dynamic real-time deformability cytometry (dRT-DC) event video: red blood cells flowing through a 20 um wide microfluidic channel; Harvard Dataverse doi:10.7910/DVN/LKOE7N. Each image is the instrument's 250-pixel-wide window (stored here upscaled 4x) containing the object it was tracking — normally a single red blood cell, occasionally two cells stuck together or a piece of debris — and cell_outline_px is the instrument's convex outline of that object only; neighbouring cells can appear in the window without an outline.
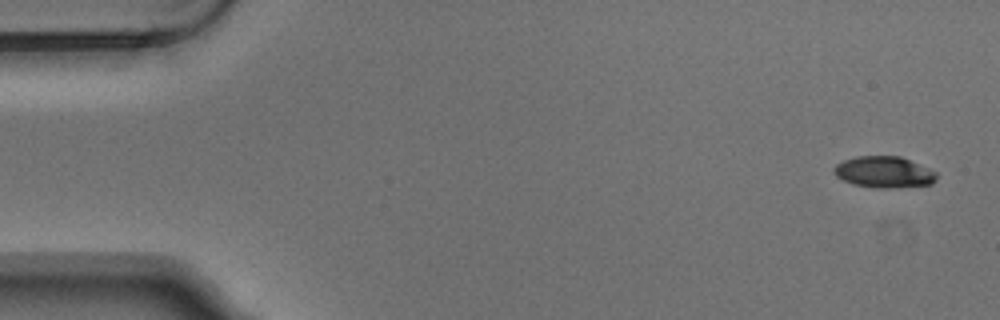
{"species": "Egyptian fruit bat (a non-hibernating species)", "species_latin": "Rousettus aegyptiacus", "temperature_condition": "warm", "stored_images_in_passage": 7, "camera_frame_rate_fps": 3000, "um_per_image_px": 0.085, "animal": {"sex": "male"}, "frame": {"image": 1, "passage_image": 1, "time_ms": 0.0, "image_size_px": [1000, 320], "cell_outline_px": [[936, 180], [932, 184], [892, 188], [876, 188], [852, 184], [836, 176], [832, 168], [836, 164], [844, 160], [856, 156], [900, 156], [928, 168], [936, 172]], "centroid_in_image_um": [75.12, 14.63], "position_along_channel_um": 9.9, "area_um2": 18.73}}
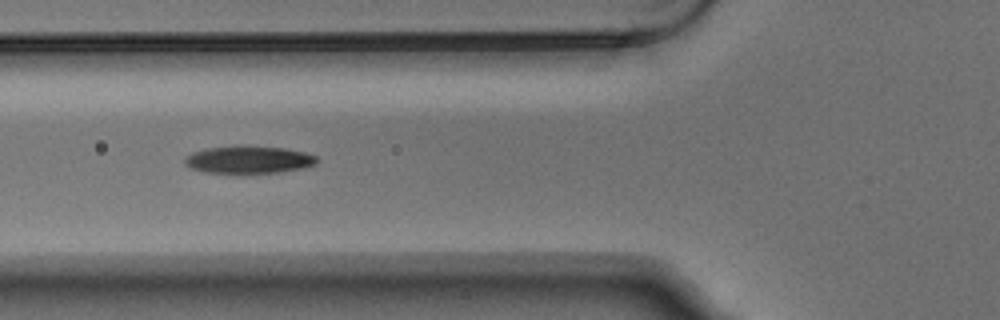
{"frame": {"image": 2, "passage_image": 6, "time_ms": 1.667, "image_size_px": [1000, 320], "cell_outline_px": [[320, 160], [316, 164], [304, 168], [280, 172], [244, 176], [204, 172], [192, 168], [184, 164], [184, 160], [192, 152], [208, 148], [284, 148], [304, 152], [316, 156]], "centroid_in_image_um": [21.17, 13.66], "position_along_channel_um": 104.6, "area_um2": 21.21}}
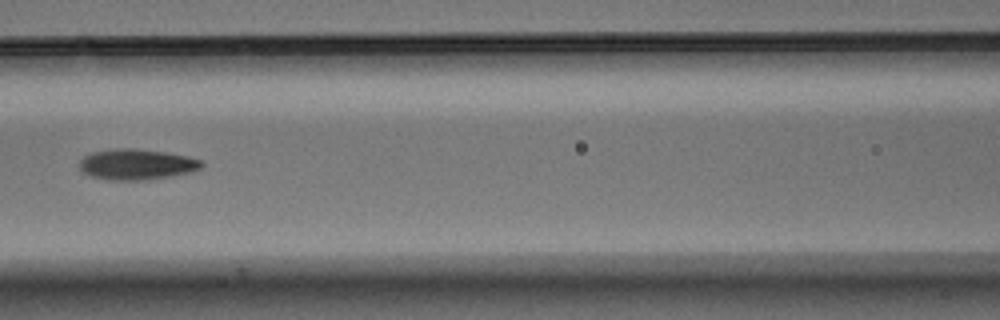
{"frame": {"image": 3, "passage_image": 7, "time_ms": 2.0, "image_size_px": [1000, 320], "cell_outline_px": [[204, 164], [200, 168], [192, 172], [144, 180], [108, 180], [92, 176], [80, 172], [80, 160], [84, 156], [92, 152], [112, 148], [136, 148], [164, 152], [188, 156], [200, 160]], "centroid_in_image_um": [11.58, 13.96], "position_along_channel_um": 155.0, "area_um2": 21.91}}